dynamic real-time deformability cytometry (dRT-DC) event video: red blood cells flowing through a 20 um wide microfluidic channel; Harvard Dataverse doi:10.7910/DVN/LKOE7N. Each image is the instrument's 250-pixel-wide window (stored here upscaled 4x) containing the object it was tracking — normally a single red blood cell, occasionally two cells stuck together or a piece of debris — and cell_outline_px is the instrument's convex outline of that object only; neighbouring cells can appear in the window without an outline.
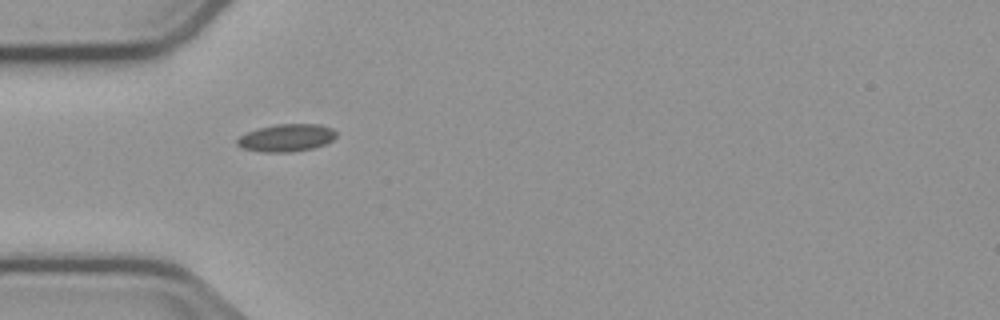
{"species": "common noctule bat (a hibernating species)", "species_latin": "Nyctalus noctula", "temperature_condition": "cold", "stored_images_in_passage": 2, "camera_frame_rate_fps": 3000, "um_per_image_px": 0.085, "animal": {"sex": "male", "body_mass_g": 23.1, "forearm_length_mm": 52.7}, "frame": {"image": 1, "passage_image": 1, "time_ms": 0.0, "image_size_px": [1000, 320], "cell_outline_px": [[336, 136], [332, 140], [324, 144], [312, 148], [288, 152], [264, 152], [244, 148], [236, 144], [236, 140], [240, 136], [248, 132], [260, 128], [276, 124], [320, 124], [332, 128], [336, 132]], "centroid_in_image_um": [24.36, 11.7], "position_along_channel_um": 60.6, "area_um2": 15.66}}
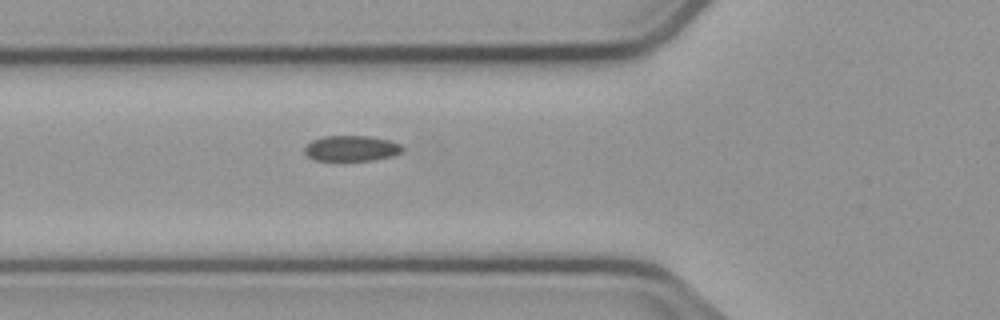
{"frame": {"image": 2, "passage_image": 2, "time_ms": 1.0, "image_size_px": [1000, 320], "cell_outline_px": [[404, 148], [400, 152], [392, 156], [372, 160], [316, 160], [308, 156], [304, 152], [304, 148], [312, 140], [324, 136], [368, 136], [388, 140], [400, 144]], "centroid_in_image_um": [29.86, 12.6], "position_along_channel_um": 95.9, "area_um2": 14.39}}